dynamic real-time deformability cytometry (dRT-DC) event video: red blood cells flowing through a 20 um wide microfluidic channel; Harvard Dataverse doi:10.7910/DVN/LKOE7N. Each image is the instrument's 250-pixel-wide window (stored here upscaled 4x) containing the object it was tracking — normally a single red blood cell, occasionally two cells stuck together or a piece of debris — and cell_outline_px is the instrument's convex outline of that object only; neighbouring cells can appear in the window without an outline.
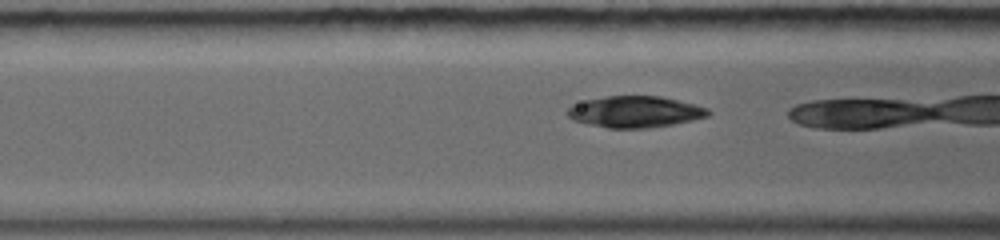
{"species": "common noctule bat (a hibernating species)", "species_latin": "Nyctalus noctula", "temperature_condition": "warm", "stored_images_in_passage": 7, "camera_frame_rate_fps": 5000, "um_per_image_px": 0.085, "animal": {"sex": "female", "body_mass_g": 19.0, "forearm_length_mm": 56.7}, "frame": {"image": 1, "passage_image": 6, "time_ms": 1.4, "image_size_px": [1000, 240], "cell_outline_px": [[712, 112], [708, 116], [692, 120], [672, 124], [648, 128], [608, 128], [588, 124], [572, 120], [568, 116], [568, 108], [572, 104], [584, 100], [604, 96], [660, 96], [708, 108]], "centroid_in_image_um": [53.94, 9.5], "position_along_channel_um": 112.7, "area_um2": 25.66}}